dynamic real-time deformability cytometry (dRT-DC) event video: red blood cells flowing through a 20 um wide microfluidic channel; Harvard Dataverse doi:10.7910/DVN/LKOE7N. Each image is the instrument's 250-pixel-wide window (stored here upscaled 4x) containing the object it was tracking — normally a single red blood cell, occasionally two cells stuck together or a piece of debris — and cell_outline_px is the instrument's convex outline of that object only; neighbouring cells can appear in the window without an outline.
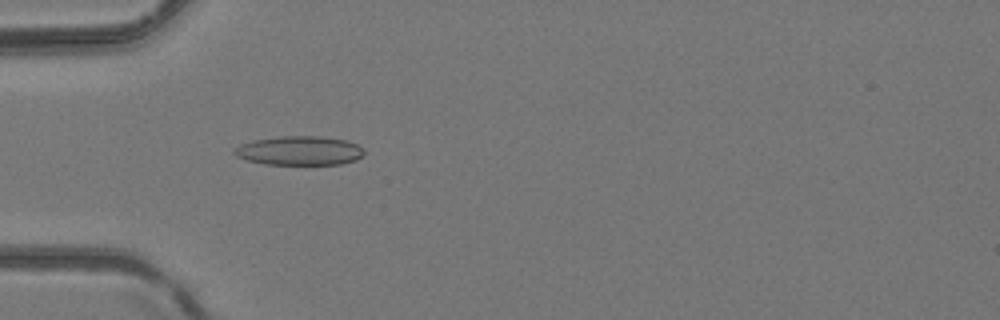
{"species": "common noctule bat (a hibernating species)", "species_latin": "Nyctalus noctula", "temperature_condition": "room temperature", "stored_images_in_passage": 4, "camera_frame_rate_fps": 3000, "um_per_image_px": 0.085, "animal": {"sex": "female", "body_mass_g": 24.6, "forearm_length_mm": 56.2}, "frame": {"image": 1, "passage_image": 2, "time_ms": 0.333, "image_size_px": [1000, 320], "cell_outline_px": [[364, 152], [356, 160], [340, 164], [264, 164], [248, 160], [236, 156], [232, 152], [240, 144], [252, 140], [280, 136], [320, 136], [348, 140], [356, 144]], "centroid_in_image_um": [25.42, 12.8], "position_along_channel_um": 59.6, "area_um2": 21.91}}
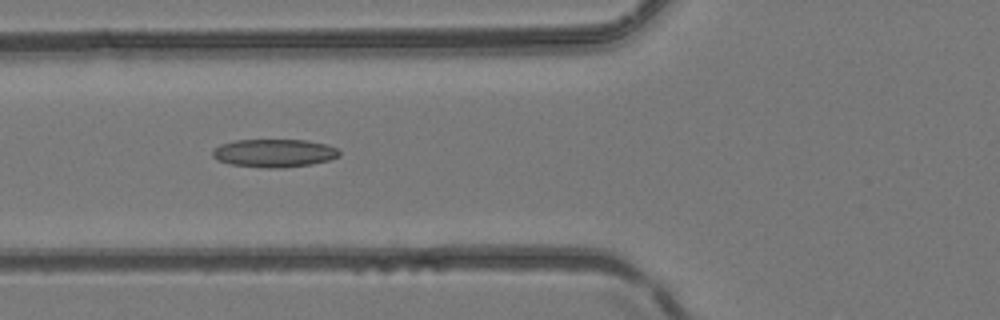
{"frame": {"image": 2, "passage_image": 3, "time_ms": 0.667, "image_size_px": [1000, 320], "cell_outline_px": [[340, 156], [328, 160], [312, 164], [284, 168], [264, 168], [232, 164], [216, 160], [212, 156], [212, 148], [220, 144], [232, 140], [308, 140], [328, 144], [336, 148], [340, 152]], "centroid_in_image_um": [23.29, 13.01], "position_along_channel_um": 102.5, "area_um2": 21.04}}
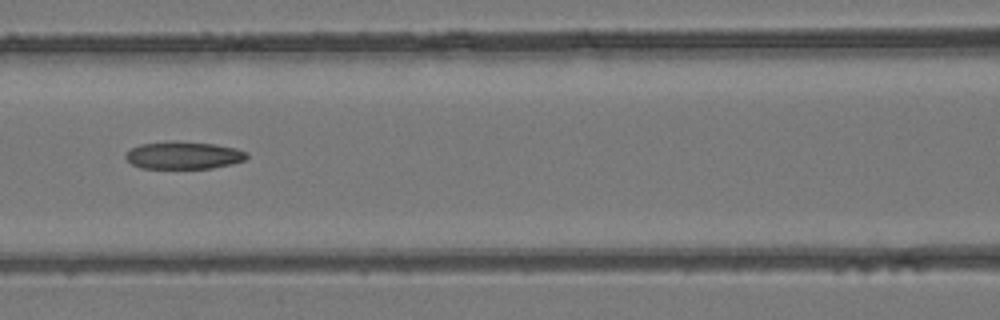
{"frame": {"image": 3, "passage_image": 4, "time_ms": 1.0, "image_size_px": [1000, 320], "cell_outline_px": [[248, 156], [244, 160], [232, 164], [212, 168], [140, 168], [132, 164], [124, 156], [132, 148], [140, 144], [168, 140], [176, 140], [216, 144], [236, 148], [248, 152]], "centroid_in_image_um": [15.62, 13.18], "position_along_channel_um": 151.0, "area_um2": 19.65}}